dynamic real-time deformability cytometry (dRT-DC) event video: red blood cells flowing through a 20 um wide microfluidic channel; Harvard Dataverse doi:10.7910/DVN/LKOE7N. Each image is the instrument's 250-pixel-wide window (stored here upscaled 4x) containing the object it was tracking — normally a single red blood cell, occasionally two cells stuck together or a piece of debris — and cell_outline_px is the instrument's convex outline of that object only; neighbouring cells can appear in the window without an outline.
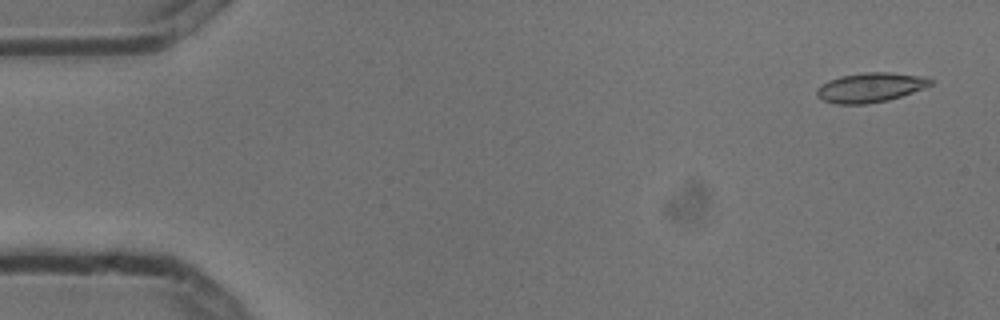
{"species": "common noctule bat (a hibernating species)", "species_latin": "Nyctalus noctula", "temperature_condition": "cold", "stored_images_in_passage": 10, "camera_frame_rate_fps": 3000, "um_per_image_px": 0.085, "animal": {"sex": "male", "body_mass_g": 13.3}, "frame": {"image": 1, "passage_image": 1, "time_ms": 0.0, "image_size_px": [1000, 320], "cell_outline_px": [[932, 84], [924, 88], [888, 100], [864, 104], [836, 104], [824, 100], [816, 96], [816, 88], [820, 84], [828, 80], [840, 76], [864, 72], [888, 72], [928, 76], [932, 80]], "centroid_in_image_um": [73.96, 7.42], "position_along_channel_um": 11.0, "area_um2": 19.71}}
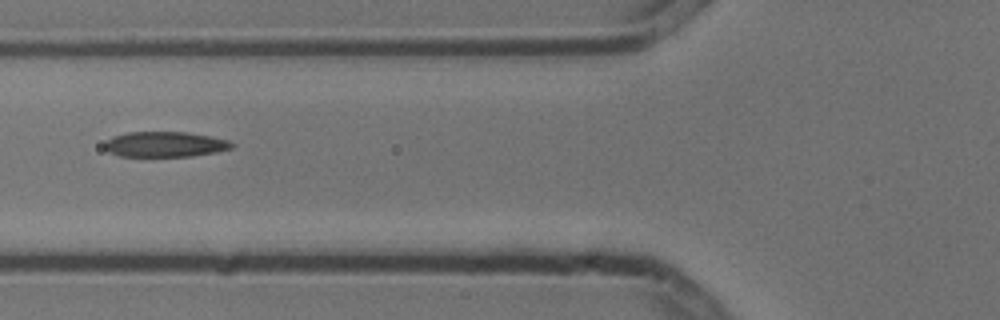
{"frame": {"image": 2, "passage_image": 6, "time_ms": 1.667, "image_size_px": [1000, 320], "cell_outline_px": [[236, 144], [232, 148], [216, 152], [192, 156], [120, 156], [108, 152], [104, 148], [104, 144], [112, 136], [128, 132], [188, 132], [212, 136], [228, 140]], "centroid_in_image_um": [14.04, 12.26], "position_along_channel_um": 111.8, "area_um2": 18.9}}
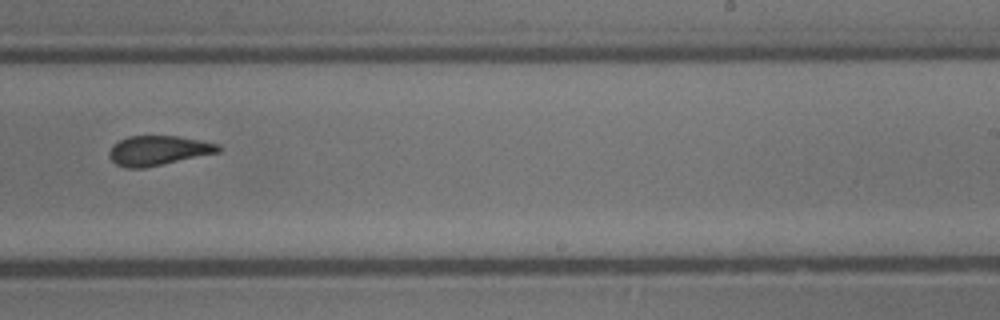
{"frame": {"image": 3, "passage_image": 10, "time_ms": 3.0, "image_size_px": [1000, 320], "cell_outline_px": [[220, 152], [144, 168], [124, 168], [116, 164], [108, 156], [108, 152], [112, 144], [128, 136], [176, 136], [200, 140], [220, 144]], "centroid_in_image_um": [13.42, 12.79], "position_along_channel_um": 275.6, "area_um2": 18.9}}